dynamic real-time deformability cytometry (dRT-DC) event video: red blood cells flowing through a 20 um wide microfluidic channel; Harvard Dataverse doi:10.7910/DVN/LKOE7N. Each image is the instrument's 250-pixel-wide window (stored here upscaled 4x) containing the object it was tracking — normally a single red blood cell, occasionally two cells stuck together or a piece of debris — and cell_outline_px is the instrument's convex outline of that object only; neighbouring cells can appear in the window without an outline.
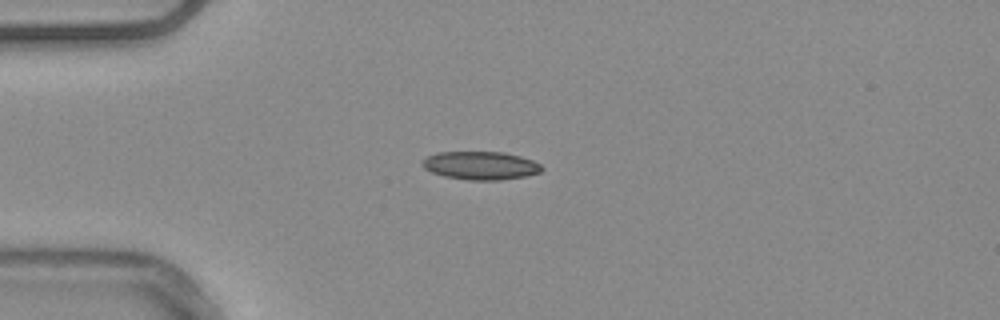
{"species": "common noctule bat (a hibernating species)", "species_latin": "Nyctalus noctula", "temperature_condition": "warm", "stored_images_in_passage": 41, "camera_frame_rate_fps": 3000, "um_per_image_px": 0.085, "animal": {"sex": "male", "body_mass_g": 20.4}, "frame": {"image": 1, "passage_image": 1, "time_ms": 0.0, "image_size_px": [1000, 320], "cell_outline_px": [[544, 168], [540, 172], [524, 176], [500, 180], [468, 180], [444, 176], [432, 172], [424, 168], [420, 164], [420, 160], [436, 152], [504, 152], [520, 156], [532, 160], [540, 164]], "centroid_in_image_um": [40.82, 14.06], "position_along_channel_um": 44.2, "area_um2": 19.71}}
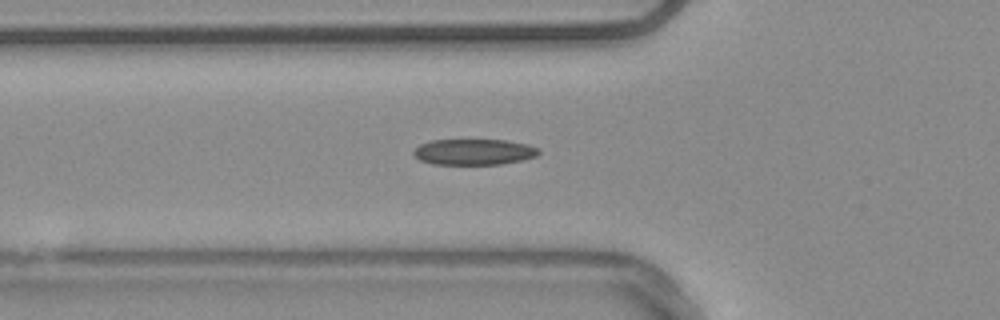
{"frame": {"image": 2, "passage_image": 6, "time_ms": 1.667, "image_size_px": [1000, 320], "cell_outline_px": [[540, 152], [536, 156], [520, 160], [500, 164], [432, 164], [420, 160], [412, 152], [420, 144], [432, 140], [508, 140], [528, 144], [540, 148]], "centroid_in_image_um": [40.3, 12.9], "position_along_channel_um": 85.5, "area_um2": 18.84}}
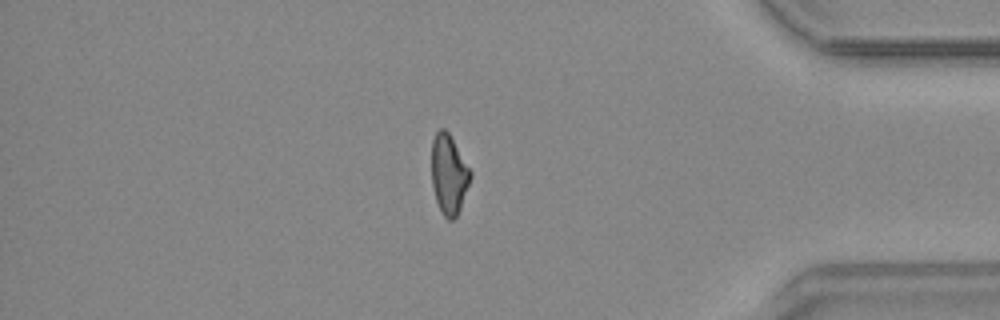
{"frame": {"image": 3, "passage_image": 33, "time_ms": 10.667, "image_size_px": [1000, 320], "cell_outline_px": [[472, 176], [460, 208], [456, 216], [452, 220], [448, 220], [444, 216], [436, 200], [432, 184], [432, 140], [436, 132], [440, 128], [444, 128], [448, 132], [472, 172]], "centroid_in_image_um": [38.15, 14.81], "position_along_channel_um": 397.0, "area_um2": 17.8}, "authors_computed_cell_mechanics": {"area_um2": 18.785, "velocity_mm_per_s": 3.7889, "shape_relaxation_time_tau1_ms": 8.8733, "shape_relaxation_time_tau2_ms": 2.6042, "deformation_change_tau1": 0.2056, "deformation_change_tau2": 0.1019}}